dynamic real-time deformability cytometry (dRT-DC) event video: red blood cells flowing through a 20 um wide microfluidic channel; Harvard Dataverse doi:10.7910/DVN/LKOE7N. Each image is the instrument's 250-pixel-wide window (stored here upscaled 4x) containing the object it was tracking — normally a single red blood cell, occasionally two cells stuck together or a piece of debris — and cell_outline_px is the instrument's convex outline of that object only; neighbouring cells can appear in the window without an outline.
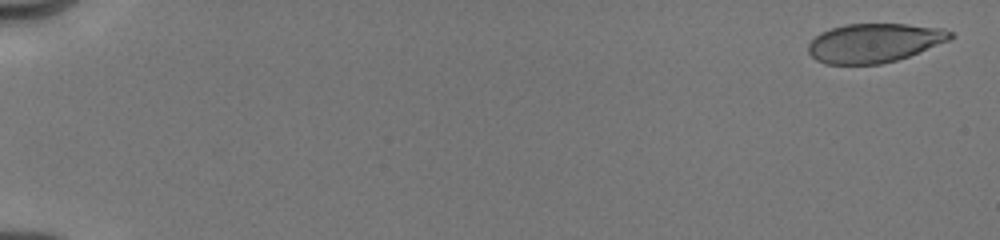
{"species": "human", "species_latin": "Homo sapiens", "temperature_condition": "cold", "stored_images_in_passage": 29, "camera_frame_rate_fps": 3000, "um_per_image_px": 0.085, "donor": {"sex": "male"}, "frame": {"image": 1, "passage_image": 1, "time_ms": 0.0, "image_size_px": [1000, 240], "cell_outline_px": [[956, 36], [948, 40], [908, 56], [896, 60], [880, 64], [824, 64], [816, 60], [808, 52], [808, 44], [820, 32], [844, 24], [908, 24], [944, 28], [952, 32]], "centroid_in_image_um": [74.3, 3.64], "position_along_channel_um": 10.7, "area_um2": 32.25}}
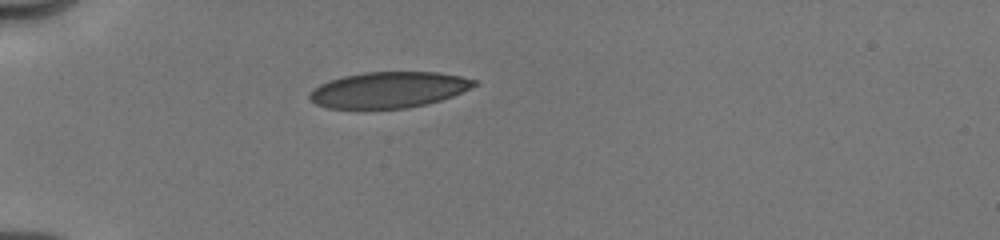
{"frame": {"image": 2, "passage_image": 21, "time_ms": 5.0, "image_size_px": [1000, 240], "cell_outline_px": [[480, 84], [452, 96], [440, 100], [408, 108], [328, 108], [316, 104], [308, 96], [312, 88], [328, 80], [344, 76], [364, 72], [436, 72], [460, 76], [476, 80]], "centroid_in_image_um": [33.03, 7.62], "position_along_channel_um": 52.0, "area_um2": 34.39}}
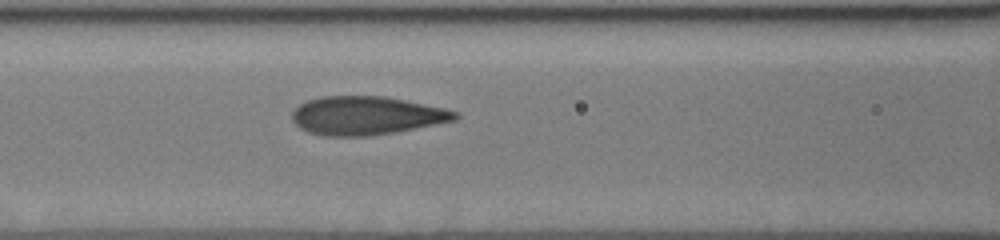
{"frame": {"image": 3, "passage_image": 29, "time_ms": 7.667, "image_size_px": [1000, 240], "cell_outline_px": [[460, 116], [456, 120], [396, 132], [372, 136], [324, 136], [308, 132], [300, 128], [292, 120], [292, 112], [300, 104], [308, 100], [320, 96], [388, 96], [444, 108], [460, 112]], "centroid_in_image_um": [31.16, 9.82], "position_along_channel_um": 135.4, "area_um2": 36.82}}